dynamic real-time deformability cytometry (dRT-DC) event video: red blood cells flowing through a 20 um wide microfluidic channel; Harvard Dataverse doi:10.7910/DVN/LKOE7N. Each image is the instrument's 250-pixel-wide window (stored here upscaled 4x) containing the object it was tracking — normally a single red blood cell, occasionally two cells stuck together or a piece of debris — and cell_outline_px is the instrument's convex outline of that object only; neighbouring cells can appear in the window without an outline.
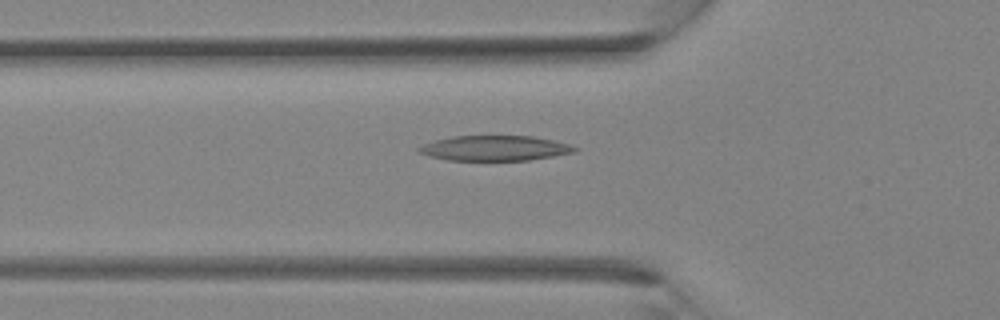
{"species": "Egyptian fruit bat (a non-hibernating species)", "species_latin": "Rousettus aegyptiacus", "temperature_condition": "room temperature", "stored_images_in_passage": 32, "camera_frame_rate_fps": 3000, "um_per_image_px": 0.085, "animal": {"sex": "female"}, "frame": {"image": 1, "passage_image": 12, "time_ms": 3.667, "image_size_px": [1000, 320], "cell_outline_px": [[580, 148], [576, 152], [528, 160], [448, 160], [428, 156], [420, 152], [416, 148], [424, 144], [436, 140], [452, 136], [532, 136], [572, 144]], "centroid_in_image_um": [42.09, 12.59], "position_along_channel_um": 83.7, "area_um2": 22.77}}
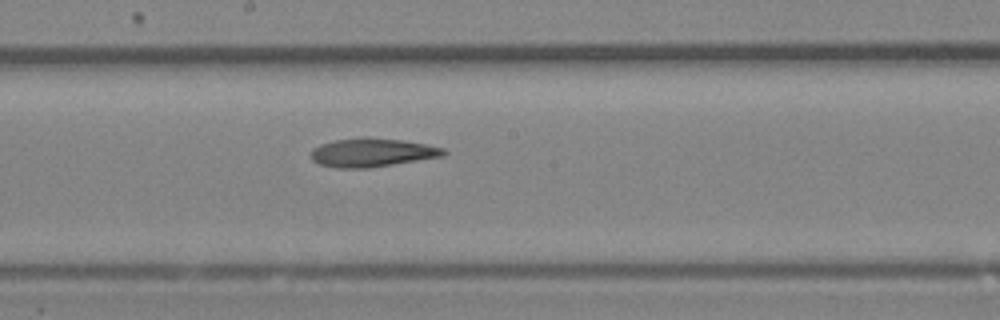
{"frame": {"image": 2, "passage_image": 19, "time_ms": 6.0, "image_size_px": [1000, 320], "cell_outline_px": [[448, 152], [444, 156], [368, 168], [336, 168], [320, 164], [312, 160], [308, 156], [312, 148], [320, 144], [336, 140], [364, 136], [368, 136], [400, 140], [424, 144], [444, 148]], "centroid_in_image_um": [31.58, 12.96], "position_along_channel_um": 216.6, "area_um2": 22.31}}
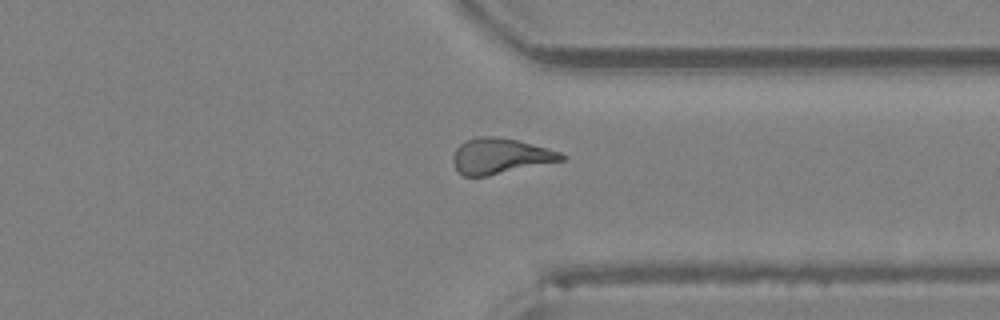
{"frame": {"image": 3, "passage_image": 27, "time_ms": 8.667, "image_size_px": [1000, 320], "cell_outline_px": [[568, 156], [564, 160], [488, 176], [464, 176], [456, 168], [452, 160], [452, 156], [456, 148], [464, 140], [476, 136], [496, 136], [516, 140], [560, 152]], "centroid_in_image_um": [42.49, 13.26], "position_along_channel_um": 368.9, "area_um2": 22.43}}